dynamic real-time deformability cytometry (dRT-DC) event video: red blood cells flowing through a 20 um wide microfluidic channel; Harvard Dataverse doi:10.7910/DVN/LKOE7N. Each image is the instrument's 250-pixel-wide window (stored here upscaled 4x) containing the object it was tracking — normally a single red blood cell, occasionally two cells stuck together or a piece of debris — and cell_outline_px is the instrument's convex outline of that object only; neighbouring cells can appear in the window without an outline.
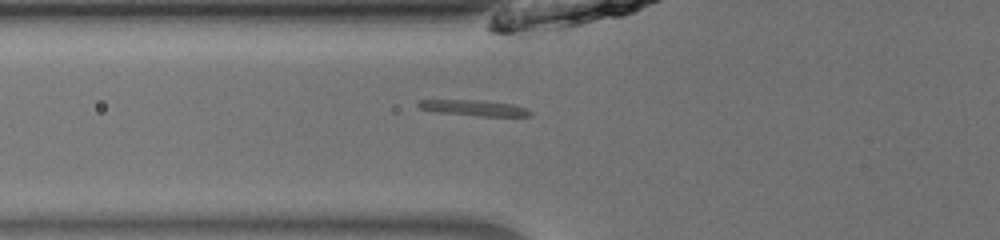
{"species": "common noctule bat (a hibernating species)", "species_latin": "Nyctalus noctula", "temperature_condition": "room temperature", "stored_images_in_passage": 18, "camera_frame_rate_fps": 3000, "um_per_image_px": 0.085, "animal": {"sex": "male", "body_mass_g": 13.0, "forearm_length_mm": 53.1}, "frame": {"image": 1, "passage_image": 6, "time_ms": 1.667, "image_size_px": [1000, 240], "cell_outline_px": [[532, 112], [528, 116], [480, 116], [436, 112], [420, 108], [416, 104], [420, 100], [480, 100], [512, 104], [528, 108]], "centroid_in_image_um": [40.31, 9.17], "position_along_channel_um": 85.5, "area_um2": 10.23}}
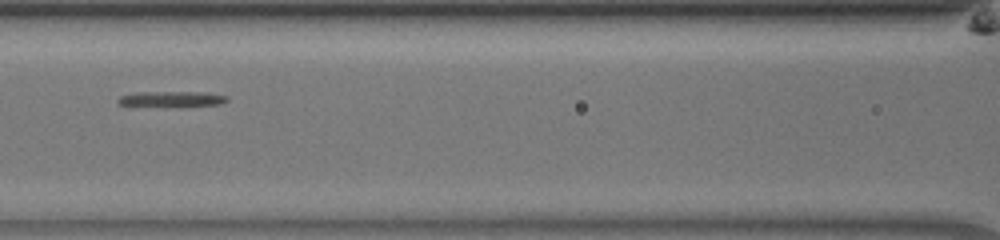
{"frame": {"image": 2, "passage_image": 11, "time_ms": 3.333, "image_size_px": [1000, 240], "cell_outline_px": [[228, 100], [220, 104], [128, 108], [120, 104], [116, 100], [120, 96], [136, 92], [204, 92], [228, 96]], "centroid_in_image_um": [14.43, 8.44], "position_along_channel_um": 152.2, "area_um2": 10.23}}